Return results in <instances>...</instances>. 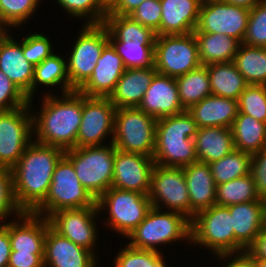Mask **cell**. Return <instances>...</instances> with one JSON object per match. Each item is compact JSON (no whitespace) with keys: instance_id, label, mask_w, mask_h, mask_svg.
I'll list each match as a JSON object with an SVG mask.
<instances>
[{"instance_id":"94428289","label":"cell","mask_w":266,"mask_h":267,"mask_svg":"<svg viewBox=\"0 0 266 267\" xmlns=\"http://www.w3.org/2000/svg\"><path fill=\"white\" fill-rule=\"evenodd\" d=\"M257 267H266V260H256Z\"/></svg>"},{"instance_id":"8fae6325","label":"cell","mask_w":266,"mask_h":267,"mask_svg":"<svg viewBox=\"0 0 266 267\" xmlns=\"http://www.w3.org/2000/svg\"><path fill=\"white\" fill-rule=\"evenodd\" d=\"M200 66L194 33L156 36L154 67L158 73L176 78Z\"/></svg>"},{"instance_id":"60d3db41","label":"cell","mask_w":266,"mask_h":267,"mask_svg":"<svg viewBox=\"0 0 266 267\" xmlns=\"http://www.w3.org/2000/svg\"><path fill=\"white\" fill-rule=\"evenodd\" d=\"M238 111L266 123V85H248L239 96Z\"/></svg>"},{"instance_id":"bcb514c9","label":"cell","mask_w":266,"mask_h":267,"mask_svg":"<svg viewBox=\"0 0 266 267\" xmlns=\"http://www.w3.org/2000/svg\"><path fill=\"white\" fill-rule=\"evenodd\" d=\"M161 12L160 0H145L129 16L141 25L152 29L157 36H160Z\"/></svg>"},{"instance_id":"8992f818","label":"cell","mask_w":266,"mask_h":267,"mask_svg":"<svg viewBox=\"0 0 266 267\" xmlns=\"http://www.w3.org/2000/svg\"><path fill=\"white\" fill-rule=\"evenodd\" d=\"M96 205L100 216L104 211L108 213L107 219L105 217L102 221L104 226L124 238L144 220L152 208L148 195L113 187L96 200Z\"/></svg>"},{"instance_id":"ffe728a7","label":"cell","mask_w":266,"mask_h":267,"mask_svg":"<svg viewBox=\"0 0 266 267\" xmlns=\"http://www.w3.org/2000/svg\"><path fill=\"white\" fill-rule=\"evenodd\" d=\"M138 108L156 120L185 111L176 79L156 72Z\"/></svg>"},{"instance_id":"f5cc1de1","label":"cell","mask_w":266,"mask_h":267,"mask_svg":"<svg viewBox=\"0 0 266 267\" xmlns=\"http://www.w3.org/2000/svg\"><path fill=\"white\" fill-rule=\"evenodd\" d=\"M255 260H266V228L256 236L254 242L246 250Z\"/></svg>"},{"instance_id":"30bf717a","label":"cell","mask_w":266,"mask_h":267,"mask_svg":"<svg viewBox=\"0 0 266 267\" xmlns=\"http://www.w3.org/2000/svg\"><path fill=\"white\" fill-rule=\"evenodd\" d=\"M157 120L138 107L117 108L115 112V148L153 157Z\"/></svg>"},{"instance_id":"2e32d148","label":"cell","mask_w":266,"mask_h":267,"mask_svg":"<svg viewBox=\"0 0 266 267\" xmlns=\"http://www.w3.org/2000/svg\"><path fill=\"white\" fill-rule=\"evenodd\" d=\"M99 218L98 208L88 207L59 210L52 213L47 219L50 227L58 234L97 256L96 246L100 237L96 220Z\"/></svg>"},{"instance_id":"91938a15","label":"cell","mask_w":266,"mask_h":267,"mask_svg":"<svg viewBox=\"0 0 266 267\" xmlns=\"http://www.w3.org/2000/svg\"><path fill=\"white\" fill-rule=\"evenodd\" d=\"M263 202V221H264V228H266V199L262 200Z\"/></svg>"},{"instance_id":"7a4b0ae2","label":"cell","mask_w":266,"mask_h":267,"mask_svg":"<svg viewBox=\"0 0 266 267\" xmlns=\"http://www.w3.org/2000/svg\"><path fill=\"white\" fill-rule=\"evenodd\" d=\"M64 150L33 140L11 169L16 203L22 212H33L44 200L53 172Z\"/></svg>"},{"instance_id":"7bdbcfd3","label":"cell","mask_w":266,"mask_h":267,"mask_svg":"<svg viewBox=\"0 0 266 267\" xmlns=\"http://www.w3.org/2000/svg\"><path fill=\"white\" fill-rule=\"evenodd\" d=\"M242 43L266 47V0L250 10L247 31Z\"/></svg>"},{"instance_id":"6f0895ef","label":"cell","mask_w":266,"mask_h":267,"mask_svg":"<svg viewBox=\"0 0 266 267\" xmlns=\"http://www.w3.org/2000/svg\"><path fill=\"white\" fill-rule=\"evenodd\" d=\"M100 7L108 14L110 13L121 0H98Z\"/></svg>"},{"instance_id":"db71d44e","label":"cell","mask_w":266,"mask_h":267,"mask_svg":"<svg viewBox=\"0 0 266 267\" xmlns=\"http://www.w3.org/2000/svg\"><path fill=\"white\" fill-rule=\"evenodd\" d=\"M145 0H121L120 3L107 15L129 16Z\"/></svg>"},{"instance_id":"9f6ffc18","label":"cell","mask_w":266,"mask_h":267,"mask_svg":"<svg viewBox=\"0 0 266 267\" xmlns=\"http://www.w3.org/2000/svg\"><path fill=\"white\" fill-rule=\"evenodd\" d=\"M223 1L235 6H240L248 10H251L256 5L260 4L263 0H223Z\"/></svg>"},{"instance_id":"816d5d0a","label":"cell","mask_w":266,"mask_h":267,"mask_svg":"<svg viewBox=\"0 0 266 267\" xmlns=\"http://www.w3.org/2000/svg\"><path fill=\"white\" fill-rule=\"evenodd\" d=\"M11 254V243L8 232V221L0 223V267H8Z\"/></svg>"},{"instance_id":"f907efd6","label":"cell","mask_w":266,"mask_h":267,"mask_svg":"<svg viewBox=\"0 0 266 267\" xmlns=\"http://www.w3.org/2000/svg\"><path fill=\"white\" fill-rule=\"evenodd\" d=\"M8 267H44V255L11 251Z\"/></svg>"},{"instance_id":"ee69618b","label":"cell","mask_w":266,"mask_h":267,"mask_svg":"<svg viewBox=\"0 0 266 267\" xmlns=\"http://www.w3.org/2000/svg\"><path fill=\"white\" fill-rule=\"evenodd\" d=\"M22 213L14 197L12 171L3 168L0 171V223L13 219L12 215L17 217Z\"/></svg>"},{"instance_id":"e0dca14e","label":"cell","mask_w":266,"mask_h":267,"mask_svg":"<svg viewBox=\"0 0 266 267\" xmlns=\"http://www.w3.org/2000/svg\"><path fill=\"white\" fill-rule=\"evenodd\" d=\"M153 157L116 149L111 187L148 195Z\"/></svg>"},{"instance_id":"9a60e30c","label":"cell","mask_w":266,"mask_h":267,"mask_svg":"<svg viewBox=\"0 0 266 267\" xmlns=\"http://www.w3.org/2000/svg\"><path fill=\"white\" fill-rule=\"evenodd\" d=\"M250 10L224 2L223 0L203 1L194 32L223 34L243 42Z\"/></svg>"},{"instance_id":"f1b7e54d","label":"cell","mask_w":266,"mask_h":267,"mask_svg":"<svg viewBox=\"0 0 266 267\" xmlns=\"http://www.w3.org/2000/svg\"><path fill=\"white\" fill-rule=\"evenodd\" d=\"M60 54L55 52L39 65L34 66L32 99L29 100V104H33L36 98L35 94L38 92L37 88L40 87H45V89L50 87L53 89L58 86V89L60 88V94L71 92V84L67 72V59Z\"/></svg>"},{"instance_id":"603a6c76","label":"cell","mask_w":266,"mask_h":267,"mask_svg":"<svg viewBox=\"0 0 266 267\" xmlns=\"http://www.w3.org/2000/svg\"><path fill=\"white\" fill-rule=\"evenodd\" d=\"M190 200V221L199 211L216 204V183L210 165L200 161L182 168Z\"/></svg>"},{"instance_id":"d4e9b609","label":"cell","mask_w":266,"mask_h":267,"mask_svg":"<svg viewBox=\"0 0 266 267\" xmlns=\"http://www.w3.org/2000/svg\"><path fill=\"white\" fill-rule=\"evenodd\" d=\"M188 112L193 116L198 128H231L238 114V100L211 94L192 105Z\"/></svg>"},{"instance_id":"ba28073f","label":"cell","mask_w":266,"mask_h":267,"mask_svg":"<svg viewBox=\"0 0 266 267\" xmlns=\"http://www.w3.org/2000/svg\"><path fill=\"white\" fill-rule=\"evenodd\" d=\"M97 207L96 199L83 187L72 162L64 155L53 172L45 200L32 212L48 218L63 209Z\"/></svg>"},{"instance_id":"d6a6232c","label":"cell","mask_w":266,"mask_h":267,"mask_svg":"<svg viewBox=\"0 0 266 267\" xmlns=\"http://www.w3.org/2000/svg\"><path fill=\"white\" fill-rule=\"evenodd\" d=\"M104 25L118 42L155 44L156 33L134 21L130 16L106 15Z\"/></svg>"},{"instance_id":"44dd1931","label":"cell","mask_w":266,"mask_h":267,"mask_svg":"<svg viewBox=\"0 0 266 267\" xmlns=\"http://www.w3.org/2000/svg\"><path fill=\"white\" fill-rule=\"evenodd\" d=\"M125 70L123 60L108 43L97 60L92 76L78 91L88 97H110Z\"/></svg>"},{"instance_id":"f546056e","label":"cell","mask_w":266,"mask_h":267,"mask_svg":"<svg viewBox=\"0 0 266 267\" xmlns=\"http://www.w3.org/2000/svg\"><path fill=\"white\" fill-rule=\"evenodd\" d=\"M201 65L232 62L240 42L228 35L193 32Z\"/></svg>"},{"instance_id":"1f68e13d","label":"cell","mask_w":266,"mask_h":267,"mask_svg":"<svg viewBox=\"0 0 266 267\" xmlns=\"http://www.w3.org/2000/svg\"><path fill=\"white\" fill-rule=\"evenodd\" d=\"M234 147L246 153H256L266 147V123L238 111L231 126Z\"/></svg>"},{"instance_id":"83f0119b","label":"cell","mask_w":266,"mask_h":267,"mask_svg":"<svg viewBox=\"0 0 266 267\" xmlns=\"http://www.w3.org/2000/svg\"><path fill=\"white\" fill-rule=\"evenodd\" d=\"M194 141L197 160L207 164L220 160L235 149L232 130L226 127L198 128Z\"/></svg>"},{"instance_id":"74e56055","label":"cell","mask_w":266,"mask_h":267,"mask_svg":"<svg viewBox=\"0 0 266 267\" xmlns=\"http://www.w3.org/2000/svg\"><path fill=\"white\" fill-rule=\"evenodd\" d=\"M108 41L123 60L126 69L154 67V44L121 43L109 32Z\"/></svg>"},{"instance_id":"d6986e66","label":"cell","mask_w":266,"mask_h":267,"mask_svg":"<svg viewBox=\"0 0 266 267\" xmlns=\"http://www.w3.org/2000/svg\"><path fill=\"white\" fill-rule=\"evenodd\" d=\"M99 256L47 228L44 267H98Z\"/></svg>"},{"instance_id":"836d02e7","label":"cell","mask_w":266,"mask_h":267,"mask_svg":"<svg viewBox=\"0 0 266 267\" xmlns=\"http://www.w3.org/2000/svg\"><path fill=\"white\" fill-rule=\"evenodd\" d=\"M233 62L249 85H266V47L240 43Z\"/></svg>"},{"instance_id":"ab89813d","label":"cell","mask_w":266,"mask_h":267,"mask_svg":"<svg viewBox=\"0 0 266 267\" xmlns=\"http://www.w3.org/2000/svg\"><path fill=\"white\" fill-rule=\"evenodd\" d=\"M55 2L62 7L67 17H71L70 19H86L84 24H104L107 13L100 7L98 0H56Z\"/></svg>"},{"instance_id":"7402d4cb","label":"cell","mask_w":266,"mask_h":267,"mask_svg":"<svg viewBox=\"0 0 266 267\" xmlns=\"http://www.w3.org/2000/svg\"><path fill=\"white\" fill-rule=\"evenodd\" d=\"M0 70L32 99L34 65L23 56V38L17 41L11 34L0 38Z\"/></svg>"},{"instance_id":"6da1fadb","label":"cell","mask_w":266,"mask_h":267,"mask_svg":"<svg viewBox=\"0 0 266 267\" xmlns=\"http://www.w3.org/2000/svg\"><path fill=\"white\" fill-rule=\"evenodd\" d=\"M44 91L41 108L38 112H32L34 140L64 151L76 148L82 119L83 94L75 90L57 96L55 91Z\"/></svg>"},{"instance_id":"c3c4849f","label":"cell","mask_w":266,"mask_h":267,"mask_svg":"<svg viewBox=\"0 0 266 267\" xmlns=\"http://www.w3.org/2000/svg\"><path fill=\"white\" fill-rule=\"evenodd\" d=\"M250 174L260 200L266 199V147L252 154Z\"/></svg>"},{"instance_id":"b9f144b4","label":"cell","mask_w":266,"mask_h":267,"mask_svg":"<svg viewBox=\"0 0 266 267\" xmlns=\"http://www.w3.org/2000/svg\"><path fill=\"white\" fill-rule=\"evenodd\" d=\"M48 37L42 32H30L23 37V56L32 65H39L54 53L55 49Z\"/></svg>"},{"instance_id":"3957f363","label":"cell","mask_w":266,"mask_h":267,"mask_svg":"<svg viewBox=\"0 0 266 267\" xmlns=\"http://www.w3.org/2000/svg\"><path fill=\"white\" fill-rule=\"evenodd\" d=\"M198 127L185 110L156 122L154 163L163 167L183 168L197 162L194 137Z\"/></svg>"},{"instance_id":"7dc6e473","label":"cell","mask_w":266,"mask_h":267,"mask_svg":"<svg viewBox=\"0 0 266 267\" xmlns=\"http://www.w3.org/2000/svg\"><path fill=\"white\" fill-rule=\"evenodd\" d=\"M124 245L114 256V267H148V250Z\"/></svg>"},{"instance_id":"d590c367","label":"cell","mask_w":266,"mask_h":267,"mask_svg":"<svg viewBox=\"0 0 266 267\" xmlns=\"http://www.w3.org/2000/svg\"><path fill=\"white\" fill-rule=\"evenodd\" d=\"M252 154L234 149L220 160L211 162L210 169L216 185L247 176L251 170Z\"/></svg>"},{"instance_id":"4dcf8cb0","label":"cell","mask_w":266,"mask_h":267,"mask_svg":"<svg viewBox=\"0 0 266 267\" xmlns=\"http://www.w3.org/2000/svg\"><path fill=\"white\" fill-rule=\"evenodd\" d=\"M212 95L238 100L249 85L234 62L207 65Z\"/></svg>"},{"instance_id":"11a10c76","label":"cell","mask_w":266,"mask_h":267,"mask_svg":"<svg viewBox=\"0 0 266 267\" xmlns=\"http://www.w3.org/2000/svg\"><path fill=\"white\" fill-rule=\"evenodd\" d=\"M163 251H153L148 250V267H169L168 263L164 259L166 256L163 257Z\"/></svg>"},{"instance_id":"5b68a950","label":"cell","mask_w":266,"mask_h":267,"mask_svg":"<svg viewBox=\"0 0 266 267\" xmlns=\"http://www.w3.org/2000/svg\"><path fill=\"white\" fill-rule=\"evenodd\" d=\"M190 230V244L211 250L213 256L246 251L235 239L232 215L227 206L215 204L199 211L191 220Z\"/></svg>"},{"instance_id":"ac0fdd59","label":"cell","mask_w":266,"mask_h":267,"mask_svg":"<svg viewBox=\"0 0 266 267\" xmlns=\"http://www.w3.org/2000/svg\"><path fill=\"white\" fill-rule=\"evenodd\" d=\"M13 218L8 220L11 251L44 255L48 219L31 212Z\"/></svg>"},{"instance_id":"9c48e42d","label":"cell","mask_w":266,"mask_h":267,"mask_svg":"<svg viewBox=\"0 0 266 267\" xmlns=\"http://www.w3.org/2000/svg\"><path fill=\"white\" fill-rule=\"evenodd\" d=\"M67 57L68 79L71 92L79 90L92 76L103 48L109 43L104 24H83ZM71 51V52H70Z\"/></svg>"},{"instance_id":"484cf974","label":"cell","mask_w":266,"mask_h":267,"mask_svg":"<svg viewBox=\"0 0 266 267\" xmlns=\"http://www.w3.org/2000/svg\"><path fill=\"white\" fill-rule=\"evenodd\" d=\"M156 72L155 67L126 69L109 97L115 108L138 107Z\"/></svg>"},{"instance_id":"680465c9","label":"cell","mask_w":266,"mask_h":267,"mask_svg":"<svg viewBox=\"0 0 266 267\" xmlns=\"http://www.w3.org/2000/svg\"><path fill=\"white\" fill-rule=\"evenodd\" d=\"M9 30H13V29H11L7 25V23L4 21L0 13V38L9 35L11 33Z\"/></svg>"},{"instance_id":"5bb4252c","label":"cell","mask_w":266,"mask_h":267,"mask_svg":"<svg viewBox=\"0 0 266 267\" xmlns=\"http://www.w3.org/2000/svg\"><path fill=\"white\" fill-rule=\"evenodd\" d=\"M148 197L152 207L181 213L190 220V200L182 168L155 164Z\"/></svg>"},{"instance_id":"f35d334b","label":"cell","mask_w":266,"mask_h":267,"mask_svg":"<svg viewBox=\"0 0 266 267\" xmlns=\"http://www.w3.org/2000/svg\"><path fill=\"white\" fill-rule=\"evenodd\" d=\"M40 1L42 0H0V13L11 29H19L35 16Z\"/></svg>"},{"instance_id":"4fadbf2b","label":"cell","mask_w":266,"mask_h":267,"mask_svg":"<svg viewBox=\"0 0 266 267\" xmlns=\"http://www.w3.org/2000/svg\"><path fill=\"white\" fill-rule=\"evenodd\" d=\"M115 112L116 108L109 97L83 95L82 119L76 147L104 146L112 143ZM106 139H109V142Z\"/></svg>"},{"instance_id":"4316f807","label":"cell","mask_w":266,"mask_h":267,"mask_svg":"<svg viewBox=\"0 0 266 267\" xmlns=\"http://www.w3.org/2000/svg\"><path fill=\"white\" fill-rule=\"evenodd\" d=\"M227 207L232 215L235 239L247 250L264 228L263 202L259 199Z\"/></svg>"},{"instance_id":"f6af8a7d","label":"cell","mask_w":266,"mask_h":267,"mask_svg":"<svg viewBox=\"0 0 266 267\" xmlns=\"http://www.w3.org/2000/svg\"><path fill=\"white\" fill-rule=\"evenodd\" d=\"M28 104L27 96L0 70V111H9Z\"/></svg>"},{"instance_id":"681fc988","label":"cell","mask_w":266,"mask_h":267,"mask_svg":"<svg viewBox=\"0 0 266 267\" xmlns=\"http://www.w3.org/2000/svg\"><path fill=\"white\" fill-rule=\"evenodd\" d=\"M214 257L218 258L217 262L223 261V264L219 263L223 265L221 267H257L256 260L247 251L219 254Z\"/></svg>"},{"instance_id":"e575fe53","label":"cell","mask_w":266,"mask_h":267,"mask_svg":"<svg viewBox=\"0 0 266 267\" xmlns=\"http://www.w3.org/2000/svg\"><path fill=\"white\" fill-rule=\"evenodd\" d=\"M175 79L178 86L179 100L185 110L212 94L207 66L201 65L199 68Z\"/></svg>"},{"instance_id":"52a82bcc","label":"cell","mask_w":266,"mask_h":267,"mask_svg":"<svg viewBox=\"0 0 266 267\" xmlns=\"http://www.w3.org/2000/svg\"><path fill=\"white\" fill-rule=\"evenodd\" d=\"M115 151L113 143L64 151L74 166L77 178L96 200L111 188Z\"/></svg>"},{"instance_id":"7c38bea8","label":"cell","mask_w":266,"mask_h":267,"mask_svg":"<svg viewBox=\"0 0 266 267\" xmlns=\"http://www.w3.org/2000/svg\"><path fill=\"white\" fill-rule=\"evenodd\" d=\"M32 104L0 111V165L12 169L34 140Z\"/></svg>"},{"instance_id":"8d00e7d4","label":"cell","mask_w":266,"mask_h":267,"mask_svg":"<svg viewBox=\"0 0 266 267\" xmlns=\"http://www.w3.org/2000/svg\"><path fill=\"white\" fill-rule=\"evenodd\" d=\"M259 199L251 174L216 185V205L231 206Z\"/></svg>"},{"instance_id":"cb8c5ba5","label":"cell","mask_w":266,"mask_h":267,"mask_svg":"<svg viewBox=\"0 0 266 267\" xmlns=\"http://www.w3.org/2000/svg\"><path fill=\"white\" fill-rule=\"evenodd\" d=\"M202 2V0H160L162 8L160 36L193 33Z\"/></svg>"},{"instance_id":"277c9868","label":"cell","mask_w":266,"mask_h":267,"mask_svg":"<svg viewBox=\"0 0 266 267\" xmlns=\"http://www.w3.org/2000/svg\"><path fill=\"white\" fill-rule=\"evenodd\" d=\"M191 221L175 211L152 207L144 220L126 237L127 244L136 249L161 252L162 245L191 240ZM183 240V241H182ZM169 243V244H168Z\"/></svg>"}]
</instances>
